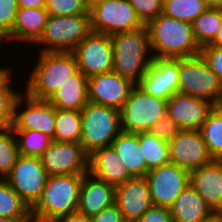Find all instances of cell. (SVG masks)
Returning <instances> with one entry per match:
<instances>
[{
    "label": "cell",
    "mask_w": 222,
    "mask_h": 222,
    "mask_svg": "<svg viewBox=\"0 0 222 222\" xmlns=\"http://www.w3.org/2000/svg\"><path fill=\"white\" fill-rule=\"evenodd\" d=\"M146 27L153 58H189L201 54L191 23L161 13Z\"/></svg>",
    "instance_id": "6da1fadb"
},
{
    "label": "cell",
    "mask_w": 222,
    "mask_h": 222,
    "mask_svg": "<svg viewBox=\"0 0 222 222\" xmlns=\"http://www.w3.org/2000/svg\"><path fill=\"white\" fill-rule=\"evenodd\" d=\"M24 91L32 98L48 100L62 84L79 71L72 52H38Z\"/></svg>",
    "instance_id": "7a4b0ae2"
},
{
    "label": "cell",
    "mask_w": 222,
    "mask_h": 222,
    "mask_svg": "<svg viewBox=\"0 0 222 222\" xmlns=\"http://www.w3.org/2000/svg\"><path fill=\"white\" fill-rule=\"evenodd\" d=\"M84 175L49 176L40 199L31 208L33 222H54L76 212Z\"/></svg>",
    "instance_id": "3957f363"
},
{
    "label": "cell",
    "mask_w": 222,
    "mask_h": 222,
    "mask_svg": "<svg viewBox=\"0 0 222 222\" xmlns=\"http://www.w3.org/2000/svg\"><path fill=\"white\" fill-rule=\"evenodd\" d=\"M110 37L114 57L113 71L136 85L153 60L146 25L137 30L117 33Z\"/></svg>",
    "instance_id": "277c9868"
},
{
    "label": "cell",
    "mask_w": 222,
    "mask_h": 222,
    "mask_svg": "<svg viewBox=\"0 0 222 222\" xmlns=\"http://www.w3.org/2000/svg\"><path fill=\"white\" fill-rule=\"evenodd\" d=\"M91 32L90 14L49 15L40 38L34 44L42 47L38 50L41 52H72Z\"/></svg>",
    "instance_id": "5b68a950"
},
{
    "label": "cell",
    "mask_w": 222,
    "mask_h": 222,
    "mask_svg": "<svg viewBox=\"0 0 222 222\" xmlns=\"http://www.w3.org/2000/svg\"><path fill=\"white\" fill-rule=\"evenodd\" d=\"M80 144L90 155L96 149L110 146L122 131L120 110L88 103L81 110Z\"/></svg>",
    "instance_id": "8992f818"
},
{
    "label": "cell",
    "mask_w": 222,
    "mask_h": 222,
    "mask_svg": "<svg viewBox=\"0 0 222 222\" xmlns=\"http://www.w3.org/2000/svg\"><path fill=\"white\" fill-rule=\"evenodd\" d=\"M178 92L222 105V85L201 54L179 58Z\"/></svg>",
    "instance_id": "52a82bcc"
},
{
    "label": "cell",
    "mask_w": 222,
    "mask_h": 222,
    "mask_svg": "<svg viewBox=\"0 0 222 222\" xmlns=\"http://www.w3.org/2000/svg\"><path fill=\"white\" fill-rule=\"evenodd\" d=\"M167 114V100L147 94L137 85L120 109L122 131L147 132L152 125Z\"/></svg>",
    "instance_id": "ba28073f"
},
{
    "label": "cell",
    "mask_w": 222,
    "mask_h": 222,
    "mask_svg": "<svg viewBox=\"0 0 222 222\" xmlns=\"http://www.w3.org/2000/svg\"><path fill=\"white\" fill-rule=\"evenodd\" d=\"M89 13L92 31L109 36L145 26L128 0H106Z\"/></svg>",
    "instance_id": "9c48e42d"
},
{
    "label": "cell",
    "mask_w": 222,
    "mask_h": 222,
    "mask_svg": "<svg viewBox=\"0 0 222 222\" xmlns=\"http://www.w3.org/2000/svg\"><path fill=\"white\" fill-rule=\"evenodd\" d=\"M48 175L42 166L40 157L19 154L15 165L5 180L32 208L40 199Z\"/></svg>",
    "instance_id": "30bf717a"
},
{
    "label": "cell",
    "mask_w": 222,
    "mask_h": 222,
    "mask_svg": "<svg viewBox=\"0 0 222 222\" xmlns=\"http://www.w3.org/2000/svg\"><path fill=\"white\" fill-rule=\"evenodd\" d=\"M89 157L80 143L52 140L40 159L49 177L84 175L89 172Z\"/></svg>",
    "instance_id": "8fae6325"
},
{
    "label": "cell",
    "mask_w": 222,
    "mask_h": 222,
    "mask_svg": "<svg viewBox=\"0 0 222 222\" xmlns=\"http://www.w3.org/2000/svg\"><path fill=\"white\" fill-rule=\"evenodd\" d=\"M11 128L39 131L53 139L56 129L55 107L48 100L32 98L22 91L15 102Z\"/></svg>",
    "instance_id": "7c38bea8"
},
{
    "label": "cell",
    "mask_w": 222,
    "mask_h": 222,
    "mask_svg": "<svg viewBox=\"0 0 222 222\" xmlns=\"http://www.w3.org/2000/svg\"><path fill=\"white\" fill-rule=\"evenodd\" d=\"M72 53L87 78L113 71V47L107 34L92 31Z\"/></svg>",
    "instance_id": "4fadbf2b"
},
{
    "label": "cell",
    "mask_w": 222,
    "mask_h": 222,
    "mask_svg": "<svg viewBox=\"0 0 222 222\" xmlns=\"http://www.w3.org/2000/svg\"><path fill=\"white\" fill-rule=\"evenodd\" d=\"M145 178L149 185L153 205L168 208L190 185V172L171 162L150 170Z\"/></svg>",
    "instance_id": "5bb4252c"
},
{
    "label": "cell",
    "mask_w": 222,
    "mask_h": 222,
    "mask_svg": "<svg viewBox=\"0 0 222 222\" xmlns=\"http://www.w3.org/2000/svg\"><path fill=\"white\" fill-rule=\"evenodd\" d=\"M168 144L170 162L189 172L214 160L199 130H181Z\"/></svg>",
    "instance_id": "9a60e30c"
},
{
    "label": "cell",
    "mask_w": 222,
    "mask_h": 222,
    "mask_svg": "<svg viewBox=\"0 0 222 222\" xmlns=\"http://www.w3.org/2000/svg\"><path fill=\"white\" fill-rule=\"evenodd\" d=\"M136 85L149 95L168 100L179 89V58H153Z\"/></svg>",
    "instance_id": "2e32d148"
},
{
    "label": "cell",
    "mask_w": 222,
    "mask_h": 222,
    "mask_svg": "<svg viewBox=\"0 0 222 222\" xmlns=\"http://www.w3.org/2000/svg\"><path fill=\"white\" fill-rule=\"evenodd\" d=\"M134 86L132 81L114 71L93 75L88 78V100L120 110Z\"/></svg>",
    "instance_id": "e0dca14e"
},
{
    "label": "cell",
    "mask_w": 222,
    "mask_h": 222,
    "mask_svg": "<svg viewBox=\"0 0 222 222\" xmlns=\"http://www.w3.org/2000/svg\"><path fill=\"white\" fill-rule=\"evenodd\" d=\"M215 106L211 101L177 92L167 100V114L181 130H200Z\"/></svg>",
    "instance_id": "ac0fdd59"
},
{
    "label": "cell",
    "mask_w": 222,
    "mask_h": 222,
    "mask_svg": "<svg viewBox=\"0 0 222 222\" xmlns=\"http://www.w3.org/2000/svg\"><path fill=\"white\" fill-rule=\"evenodd\" d=\"M115 204L125 222H137L153 205L145 177H134L115 187Z\"/></svg>",
    "instance_id": "d6986e66"
},
{
    "label": "cell",
    "mask_w": 222,
    "mask_h": 222,
    "mask_svg": "<svg viewBox=\"0 0 222 222\" xmlns=\"http://www.w3.org/2000/svg\"><path fill=\"white\" fill-rule=\"evenodd\" d=\"M190 186L215 214L222 212V160L214 159L191 171Z\"/></svg>",
    "instance_id": "ffe728a7"
},
{
    "label": "cell",
    "mask_w": 222,
    "mask_h": 222,
    "mask_svg": "<svg viewBox=\"0 0 222 222\" xmlns=\"http://www.w3.org/2000/svg\"><path fill=\"white\" fill-rule=\"evenodd\" d=\"M114 204L115 187L90 172L84 174L77 211L91 218Z\"/></svg>",
    "instance_id": "44dd1931"
},
{
    "label": "cell",
    "mask_w": 222,
    "mask_h": 222,
    "mask_svg": "<svg viewBox=\"0 0 222 222\" xmlns=\"http://www.w3.org/2000/svg\"><path fill=\"white\" fill-rule=\"evenodd\" d=\"M89 172L114 187L134 178L112 145L96 149L90 154Z\"/></svg>",
    "instance_id": "7402d4cb"
},
{
    "label": "cell",
    "mask_w": 222,
    "mask_h": 222,
    "mask_svg": "<svg viewBox=\"0 0 222 222\" xmlns=\"http://www.w3.org/2000/svg\"><path fill=\"white\" fill-rule=\"evenodd\" d=\"M49 14L45 8H22L19 7L12 34L8 37L9 42L34 45L40 38Z\"/></svg>",
    "instance_id": "603a6c76"
},
{
    "label": "cell",
    "mask_w": 222,
    "mask_h": 222,
    "mask_svg": "<svg viewBox=\"0 0 222 222\" xmlns=\"http://www.w3.org/2000/svg\"><path fill=\"white\" fill-rule=\"evenodd\" d=\"M169 209L173 222H204L215 215L190 185L180 193Z\"/></svg>",
    "instance_id": "cb8c5ba5"
},
{
    "label": "cell",
    "mask_w": 222,
    "mask_h": 222,
    "mask_svg": "<svg viewBox=\"0 0 222 222\" xmlns=\"http://www.w3.org/2000/svg\"><path fill=\"white\" fill-rule=\"evenodd\" d=\"M56 108L81 111L88 103V78L78 71L48 99Z\"/></svg>",
    "instance_id": "d4e9b609"
},
{
    "label": "cell",
    "mask_w": 222,
    "mask_h": 222,
    "mask_svg": "<svg viewBox=\"0 0 222 222\" xmlns=\"http://www.w3.org/2000/svg\"><path fill=\"white\" fill-rule=\"evenodd\" d=\"M124 167L134 177H145L147 174L146 160L140 148L138 133L121 131L112 142Z\"/></svg>",
    "instance_id": "484cf974"
},
{
    "label": "cell",
    "mask_w": 222,
    "mask_h": 222,
    "mask_svg": "<svg viewBox=\"0 0 222 222\" xmlns=\"http://www.w3.org/2000/svg\"><path fill=\"white\" fill-rule=\"evenodd\" d=\"M140 148L146 160L147 173L170 162L169 144L149 131L138 133Z\"/></svg>",
    "instance_id": "4316f807"
},
{
    "label": "cell",
    "mask_w": 222,
    "mask_h": 222,
    "mask_svg": "<svg viewBox=\"0 0 222 222\" xmlns=\"http://www.w3.org/2000/svg\"><path fill=\"white\" fill-rule=\"evenodd\" d=\"M0 217L33 220L31 208L20 198L5 179H0Z\"/></svg>",
    "instance_id": "83f0119b"
},
{
    "label": "cell",
    "mask_w": 222,
    "mask_h": 222,
    "mask_svg": "<svg viewBox=\"0 0 222 222\" xmlns=\"http://www.w3.org/2000/svg\"><path fill=\"white\" fill-rule=\"evenodd\" d=\"M56 129L53 140L80 143L82 129L81 111L55 108Z\"/></svg>",
    "instance_id": "f1b7e54d"
},
{
    "label": "cell",
    "mask_w": 222,
    "mask_h": 222,
    "mask_svg": "<svg viewBox=\"0 0 222 222\" xmlns=\"http://www.w3.org/2000/svg\"><path fill=\"white\" fill-rule=\"evenodd\" d=\"M199 131L212 158L222 160V105L213 108Z\"/></svg>",
    "instance_id": "f546056e"
},
{
    "label": "cell",
    "mask_w": 222,
    "mask_h": 222,
    "mask_svg": "<svg viewBox=\"0 0 222 222\" xmlns=\"http://www.w3.org/2000/svg\"><path fill=\"white\" fill-rule=\"evenodd\" d=\"M222 25V8H208L192 23L194 37L202 48L209 45Z\"/></svg>",
    "instance_id": "4dcf8cb0"
},
{
    "label": "cell",
    "mask_w": 222,
    "mask_h": 222,
    "mask_svg": "<svg viewBox=\"0 0 222 222\" xmlns=\"http://www.w3.org/2000/svg\"><path fill=\"white\" fill-rule=\"evenodd\" d=\"M208 8L203 0H164L162 13L192 24Z\"/></svg>",
    "instance_id": "1f68e13d"
},
{
    "label": "cell",
    "mask_w": 222,
    "mask_h": 222,
    "mask_svg": "<svg viewBox=\"0 0 222 222\" xmlns=\"http://www.w3.org/2000/svg\"><path fill=\"white\" fill-rule=\"evenodd\" d=\"M19 154L40 157L51 145L52 138L35 130H14Z\"/></svg>",
    "instance_id": "d6a6232c"
},
{
    "label": "cell",
    "mask_w": 222,
    "mask_h": 222,
    "mask_svg": "<svg viewBox=\"0 0 222 222\" xmlns=\"http://www.w3.org/2000/svg\"><path fill=\"white\" fill-rule=\"evenodd\" d=\"M13 69L0 81V119L11 127L14 117V106L22 90H17L13 79ZM14 81V82H13ZM17 90V91H16Z\"/></svg>",
    "instance_id": "836d02e7"
},
{
    "label": "cell",
    "mask_w": 222,
    "mask_h": 222,
    "mask_svg": "<svg viewBox=\"0 0 222 222\" xmlns=\"http://www.w3.org/2000/svg\"><path fill=\"white\" fill-rule=\"evenodd\" d=\"M19 156L14 130L9 127L0 134V179H5Z\"/></svg>",
    "instance_id": "e575fe53"
},
{
    "label": "cell",
    "mask_w": 222,
    "mask_h": 222,
    "mask_svg": "<svg viewBox=\"0 0 222 222\" xmlns=\"http://www.w3.org/2000/svg\"><path fill=\"white\" fill-rule=\"evenodd\" d=\"M45 9L51 16L90 14L85 0H46Z\"/></svg>",
    "instance_id": "d590c367"
},
{
    "label": "cell",
    "mask_w": 222,
    "mask_h": 222,
    "mask_svg": "<svg viewBox=\"0 0 222 222\" xmlns=\"http://www.w3.org/2000/svg\"><path fill=\"white\" fill-rule=\"evenodd\" d=\"M144 25L163 12L164 0H128Z\"/></svg>",
    "instance_id": "8d00e7d4"
},
{
    "label": "cell",
    "mask_w": 222,
    "mask_h": 222,
    "mask_svg": "<svg viewBox=\"0 0 222 222\" xmlns=\"http://www.w3.org/2000/svg\"><path fill=\"white\" fill-rule=\"evenodd\" d=\"M18 9L17 0H0V30L7 37L13 32Z\"/></svg>",
    "instance_id": "74e56055"
},
{
    "label": "cell",
    "mask_w": 222,
    "mask_h": 222,
    "mask_svg": "<svg viewBox=\"0 0 222 222\" xmlns=\"http://www.w3.org/2000/svg\"><path fill=\"white\" fill-rule=\"evenodd\" d=\"M180 131L179 126L168 114L159 118L149 130L150 133L167 142L171 141Z\"/></svg>",
    "instance_id": "f35d334b"
},
{
    "label": "cell",
    "mask_w": 222,
    "mask_h": 222,
    "mask_svg": "<svg viewBox=\"0 0 222 222\" xmlns=\"http://www.w3.org/2000/svg\"><path fill=\"white\" fill-rule=\"evenodd\" d=\"M201 55L222 85V47L204 46L201 49Z\"/></svg>",
    "instance_id": "ab89813d"
},
{
    "label": "cell",
    "mask_w": 222,
    "mask_h": 222,
    "mask_svg": "<svg viewBox=\"0 0 222 222\" xmlns=\"http://www.w3.org/2000/svg\"><path fill=\"white\" fill-rule=\"evenodd\" d=\"M137 222H173L168 207L152 205Z\"/></svg>",
    "instance_id": "60d3db41"
},
{
    "label": "cell",
    "mask_w": 222,
    "mask_h": 222,
    "mask_svg": "<svg viewBox=\"0 0 222 222\" xmlns=\"http://www.w3.org/2000/svg\"><path fill=\"white\" fill-rule=\"evenodd\" d=\"M91 222H125L120 208L114 204L91 217Z\"/></svg>",
    "instance_id": "b9f144b4"
},
{
    "label": "cell",
    "mask_w": 222,
    "mask_h": 222,
    "mask_svg": "<svg viewBox=\"0 0 222 222\" xmlns=\"http://www.w3.org/2000/svg\"><path fill=\"white\" fill-rule=\"evenodd\" d=\"M54 222H91V218L76 211L59 217Z\"/></svg>",
    "instance_id": "7bdbcfd3"
},
{
    "label": "cell",
    "mask_w": 222,
    "mask_h": 222,
    "mask_svg": "<svg viewBox=\"0 0 222 222\" xmlns=\"http://www.w3.org/2000/svg\"><path fill=\"white\" fill-rule=\"evenodd\" d=\"M22 8H45L46 0H17Z\"/></svg>",
    "instance_id": "ee69618b"
},
{
    "label": "cell",
    "mask_w": 222,
    "mask_h": 222,
    "mask_svg": "<svg viewBox=\"0 0 222 222\" xmlns=\"http://www.w3.org/2000/svg\"><path fill=\"white\" fill-rule=\"evenodd\" d=\"M206 46L222 47V25L219 28L214 40L209 45H206Z\"/></svg>",
    "instance_id": "f6af8a7d"
},
{
    "label": "cell",
    "mask_w": 222,
    "mask_h": 222,
    "mask_svg": "<svg viewBox=\"0 0 222 222\" xmlns=\"http://www.w3.org/2000/svg\"><path fill=\"white\" fill-rule=\"evenodd\" d=\"M209 8H222V0H203Z\"/></svg>",
    "instance_id": "bcb514c9"
},
{
    "label": "cell",
    "mask_w": 222,
    "mask_h": 222,
    "mask_svg": "<svg viewBox=\"0 0 222 222\" xmlns=\"http://www.w3.org/2000/svg\"><path fill=\"white\" fill-rule=\"evenodd\" d=\"M12 66H0V81L12 70Z\"/></svg>",
    "instance_id": "7dc6e473"
},
{
    "label": "cell",
    "mask_w": 222,
    "mask_h": 222,
    "mask_svg": "<svg viewBox=\"0 0 222 222\" xmlns=\"http://www.w3.org/2000/svg\"><path fill=\"white\" fill-rule=\"evenodd\" d=\"M104 1H106V0H85V3H86V6L88 7V9L90 10L94 6H96L99 3H102Z\"/></svg>",
    "instance_id": "c3c4849f"
},
{
    "label": "cell",
    "mask_w": 222,
    "mask_h": 222,
    "mask_svg": "<svg viewBox=\"0 0 222 222\" xmlns=\"http://www.w3.org/2000/svg\"><path fill=\"white\" fill-rule=\"evenodd\" d=\"M0 222H33V220H18L0 217Z\"/></svg>",
    "instance_id": "681fc988"
},
{
    "label": "cell",
    "mask_w": 222,
    "mask_h": 222,
    "mask_svg": "<svg viewBox=\"0 0 222 222\" xmlns=\"http://www.w3.org/2000/svg\"><path fill=\"white\" fill-rule=\"evenodd\" d=\"M3 42L9 43L8 37L0 30V44L2 45Z\"/></svg>",
    "instance_id": "f907efd6"
},
{
    "label": "cell",
    "mask_w": 222,
    "mask_h": 222,
    "mask_svg": "<svg viewBox=\"0 0 222 222\" xmlns=\"http://www.w3.org/2000/svg\"><path fill=\"white\" fill-rule=\"evenodd\" d=\"M9 127L0 119V134L7 130Z\"/></svg>",
    "instance_id": "816d5d0a"
},
{
    "label": "cell",
    "mask_w": 222,
    "mask_h": 222,
    "mask_svg": "<svg viewBox=\"0 0 222 222\" xmlns=\"http://www.w3.org/2000/svg\"><path fill=\"white\" fill-rule=\"evenodd\" d=\"M204 222H218V213H216L212 218H210Z\"/></svg>",
    "instance_id": "f5cc1de1"
},
{
    "label": "cell",
    "mask_w": 222,
    "mask_h": 222,
    "mask_svg": "<svg viewBox=\"0 0 222 222\" xmlns=\"http://www.w3.org/2000/svg\"><path fill=\"white\" fill-rule=\"evenodd\" d=\"M218 222H222V212L218 213Z\"/></svg>",
    "instance_id": "db71d44e"
}]
</instances>
